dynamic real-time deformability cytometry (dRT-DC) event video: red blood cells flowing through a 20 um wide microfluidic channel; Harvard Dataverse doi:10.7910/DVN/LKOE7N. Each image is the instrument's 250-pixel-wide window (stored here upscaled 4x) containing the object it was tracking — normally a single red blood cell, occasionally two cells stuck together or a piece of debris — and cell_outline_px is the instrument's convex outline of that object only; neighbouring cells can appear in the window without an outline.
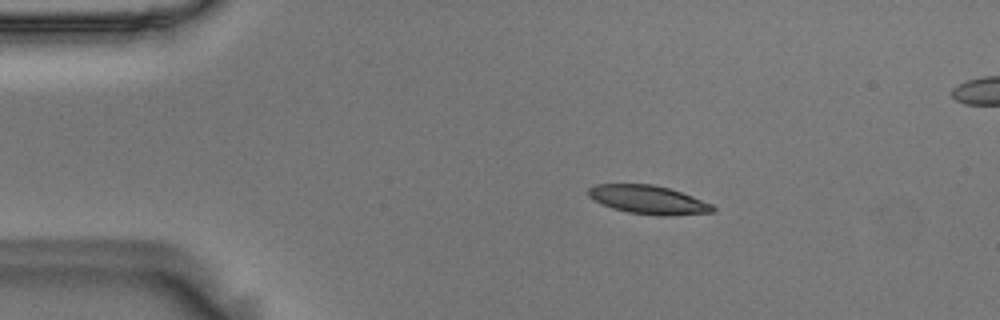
{"species": "Egyptian fruit bat (a non-hibernating species)", "species_latin": "Rousettus aegyptiacus", "temperature_condition": "room temperature", "stored_images_in_passage": 47, "camera_frame_rate_fps": 3000, "um_per_image_px": 0.085, "animal": {"sex": "male"}, "frame": {"image": 1, "passage_image": 1, "time_ms": 0.0, "image_size_px": [1000, 320], "cell_outline_px": [[716, 212], [672, 216], [656, 216], [628, 212], [604, 204], [588, 196], [588, 188], [596, 184], [652, 184], [668, 188], [692, 196], [712, 204], [716, 208]], "centroid_in_image_um": [55.17, 16.99], "position_along_channel_um": 29.8, "area_um2": 20.63}}
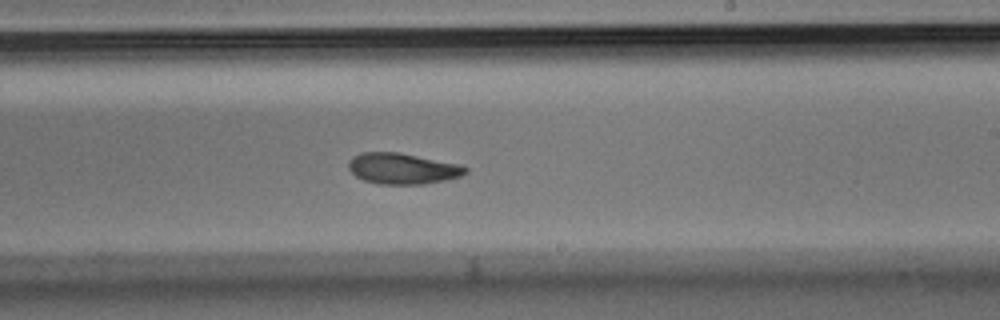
{"frame": {"image": 2, "passage_image": 24, "time_ms": 7.667, "image_size_px": [1000, 320], "cell_outline_px": [[468, 172], [460, 176], [444, 180], [424, 184], [380, 184], [364, 180], [356, 176], [348, 168], [348, 160], [352, 156], [360, 152], [400, 152], [460, 164], [468, 168]], "centroid_in_image_um": [34.2, 14.31], "position_along_channel_um": 254.8, "area_um2": 21.21}}
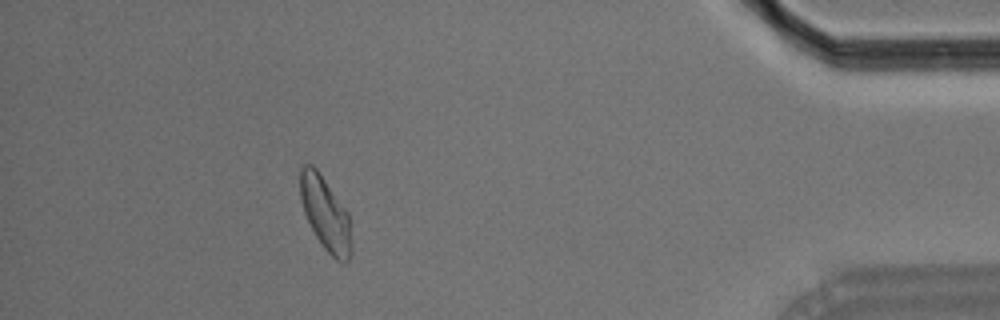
{"frame": {"image": 3, "passage_image": 41, "time_ms": 13.333, "image_size_px": [1000, 320], "cell_outline_px": [[352, 252], [348, 260], [344, 264], [336, 260], [324, 248], [316, 236], [304, 212], [300, 200], [300, 168], [304, 164], [312, 164], [320, 172], [348, 212], [352, 248]], "centroid_in_image_um": [27.67, 18.16], "position_along_channel_um": 407.5, "area_um2": 22.02}, "authors_computed_cell_mechanics": {"area_um2": 21.5594, "velocity_mm_per_s": 3.6066, "shape_relaxation_time_tau1_ms": 6.4886, "shape_relaxation_time_tau2_ms": 6.1835, "deformation_change_tau1": 0.1521, "deformation_change_tau2": 0.1148}}